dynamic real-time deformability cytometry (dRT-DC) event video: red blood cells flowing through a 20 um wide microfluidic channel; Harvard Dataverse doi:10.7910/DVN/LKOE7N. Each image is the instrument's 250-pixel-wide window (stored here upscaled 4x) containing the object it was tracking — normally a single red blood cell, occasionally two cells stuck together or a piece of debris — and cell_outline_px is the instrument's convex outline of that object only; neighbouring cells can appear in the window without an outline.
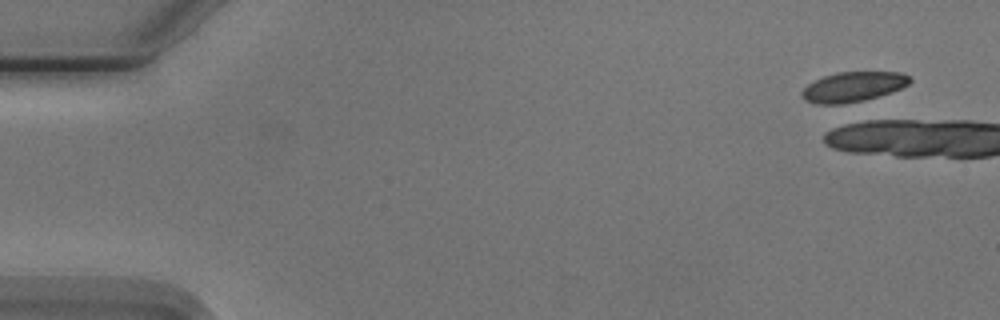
{"species": "Egyptian fruit bat (a non-hibernating species)", "species_latin": "Rousettus aegyptiacus", "temperature_condition": "cold", "stored_images_in_passage": 5, "camera_frame_rate_fps": 3000, "um_per_image_px": 0.085, "animal": {"sex": "male"}, "frame": {"image": 1, "passage_image": 1, "time_ms": 0.0, "image_size_px": [1000, 320], "cell_outline_px": [[912, 80], [908, 84], [892, 92], [864, 100], [840, 104], [816, 104], [804, 100], [800, 96], [800, 92], [808, 84], [824, 76], [836, 72], [900, 72], [912, 76]], "centroid_in_image_um": [72.51, 7.38], "position_along_channel_um": 12.5, "area_um2": 18.9}}